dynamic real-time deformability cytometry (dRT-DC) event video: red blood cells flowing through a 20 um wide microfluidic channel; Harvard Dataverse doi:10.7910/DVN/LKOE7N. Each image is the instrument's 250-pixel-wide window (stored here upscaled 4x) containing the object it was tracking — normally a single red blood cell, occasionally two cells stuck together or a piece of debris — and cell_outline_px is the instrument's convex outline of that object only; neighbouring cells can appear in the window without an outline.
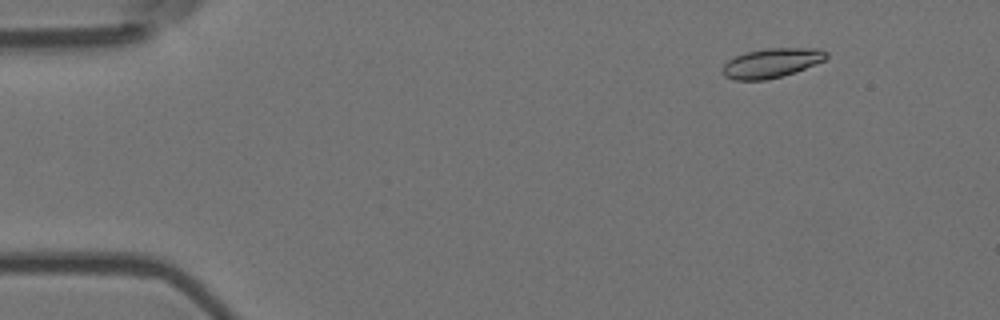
{"species": "Egyptian fruit bat (a non-hibernating species)", "species_latin": "Rousettus aegyptiacus", "temperature_condition": "room temperature", "stored_images_in_passage": 50, "camera_frame_rate_fps": 3000, "um_per_image_px": 0.085, "animal": {"sex": "female"}, "frame": {"image": 1, "passage_image": 1, "time_ms": 0.0, "image_size_px": [1000, 320], "cell_outline_px": [[828, 56], [824, 60], [816, 64], [796, 72], [768, 80], [732, 80], [724, 76], [720, 72], [724, 64], [728, 60], [736, 56], [748, 52], [768, 48], [816, 48], [828, 52]], "centroid_in_image_um": [65.57, 5.37], "position_along_channel_um": 19.4, "area_um2": 17.92}}
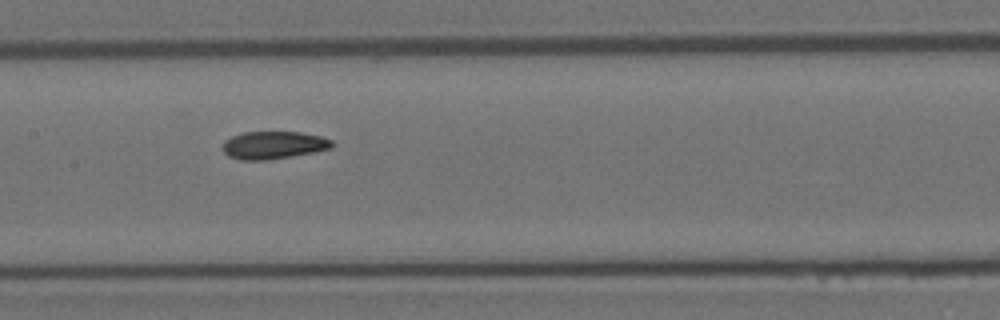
{"frame": {"image": 2, "passage_image": 22, "time_ms": 7.0, "image_size_px": [1000, 320], "cell_outline_px": [[332, 148], [292, 156], [268, 160], [240, 160], [228, 156], [224, 152], [224, 140], [232, 136], [244, 132], [300, 132], [320, 136], [332, 140]], "centroid_in_image_um": [23.23, 12.33], "position_along_channel_um": 184.2, "area_um2": 17.51}}
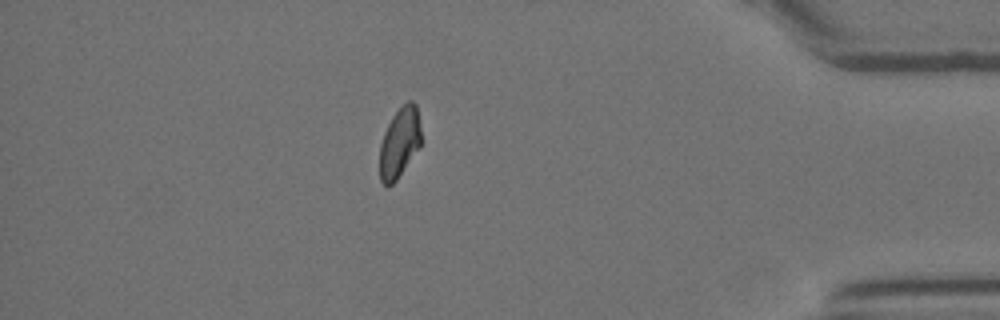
{"frame": {"image": 3, "passage_image": 43, "time_ms": 14.0, "image_size_px": [1000, 320], "cell_outline_px": [[420, 148], [396, 180], [392, 184], [384, 184], [380, 180], [380, 144], [384, 132], [392, 116], [408, 100], [412, 100], [416, 104], [420, 124]], "centroid_in_image_um": [33.97, 12.11], "position_along_channel_um": 401.2, "area_um2": 16.82}, "authors_computed_cell_mechanics": {"area_um2": 17.8891, "velocity_mm_per_s": 3.678, "shape_relaxation_time_tau1_ms": null, "shape_relaxation_time_tau2_ms": 3.1409, "deformation_change_tau1": null, "deformation_change_tau2": 0.0776}}